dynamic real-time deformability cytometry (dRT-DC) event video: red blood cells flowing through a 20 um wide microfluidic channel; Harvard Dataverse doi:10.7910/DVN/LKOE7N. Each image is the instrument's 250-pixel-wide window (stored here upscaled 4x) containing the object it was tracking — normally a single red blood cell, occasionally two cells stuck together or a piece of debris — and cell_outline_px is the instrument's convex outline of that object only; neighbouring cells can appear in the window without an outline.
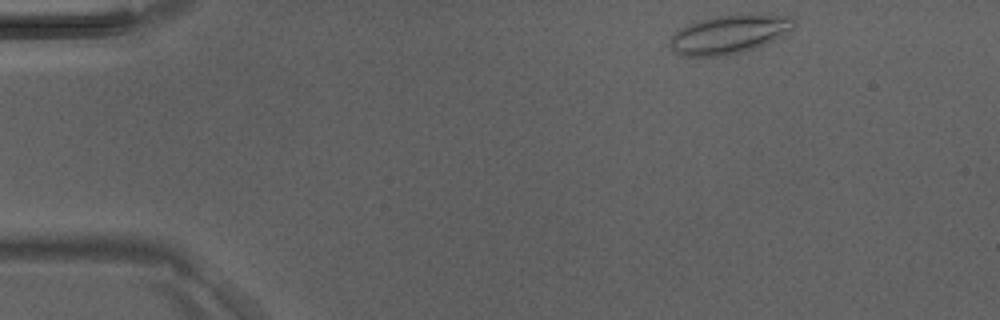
{"species": "Egyptian fruit bat (a non-hibernating species)", "species_latin": "Rousettus aegyptiacus", "temperature_condition": "room temperature", "stored_images_in_passage": 40, "camera_frame_rate_fps": 3000, "um_per_image_px": 0.085, "animal": {"sex": "male"}, "frame": {"image": 1, "passage_image": 1, "time_ms": 0.0, "image_size_px": [1000, 320], "cell_outline_px": [[796, 24], [784, 36], [756, 48], [744, 52], [724, 56], [684, 56], [676, 52], [668, 44], [672, 36], [680, 28], [688, 24], [700, 20], [716, 16], [736, 12], [752, 12], [792, 16]], "centroid_in_image_um": [62.05, 2.87], "position_along_channel_um": 22.9, "area_um2": 28.78}}
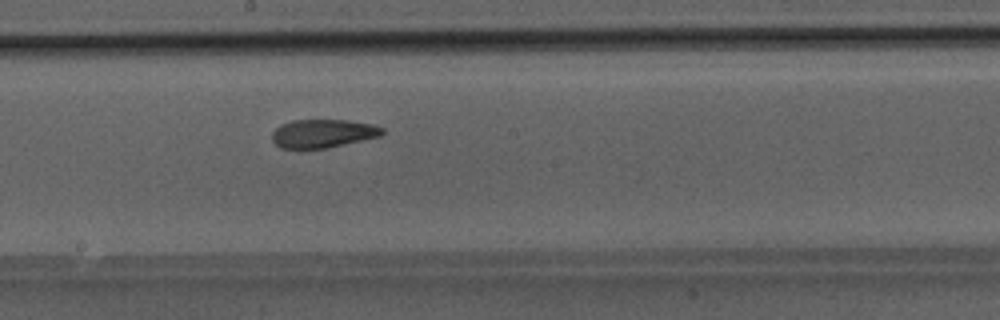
{"frame": {"image": 2, "passage_image": 20, "time_ms": 6.333, "image_size_px": [1000, 320], "cell_outline_px": [[384, 132], [380, 136], [328, 148], [280, 148], [272, 140], [272, 132], [280, 124], [292, 120], [348, 120], [372, 124], [384, 128]], "centroid_in_image_um": [27.44, 11.34], "position_along_channel_um": 220.8, "area_um2": 18.26}}
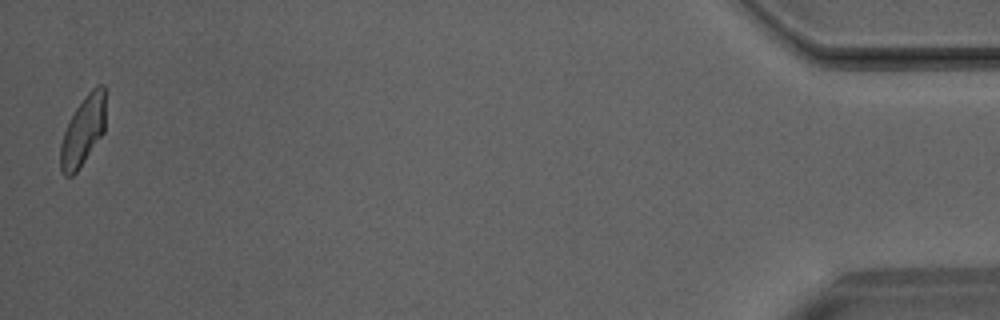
{"frame": {"image": 3, "passage_image": 40, "time_ms": 13.0, "image_size_px": [1000, 320], "cell_outline_px": [[104, 132], [76, 172], [72, 176], [64, 176], [60, 172], [60, 144], [64, 132], [76, 108], [88, 92], [96, 84], [104, 84]], "centroid_in_image_um": [7.04, 11.14], "position_along_channel_um": 428.2, "area_um2": 17.98}}